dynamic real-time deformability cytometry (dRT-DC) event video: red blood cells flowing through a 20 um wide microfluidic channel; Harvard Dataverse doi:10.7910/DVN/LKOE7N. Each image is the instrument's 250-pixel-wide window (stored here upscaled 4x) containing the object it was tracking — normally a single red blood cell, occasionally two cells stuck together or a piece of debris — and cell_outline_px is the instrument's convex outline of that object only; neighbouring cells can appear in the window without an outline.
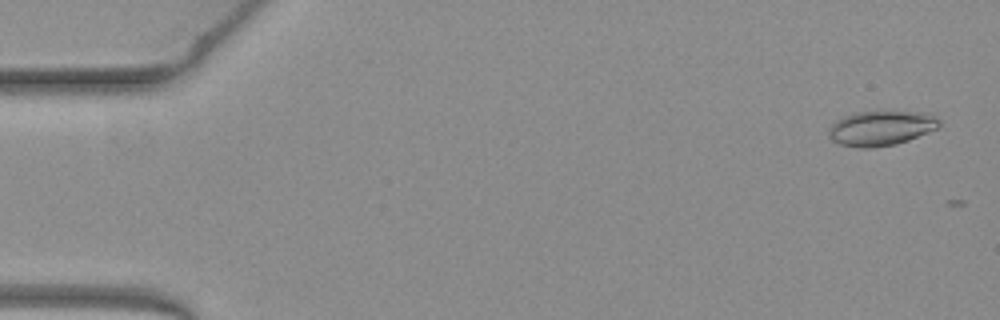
{"species": "common noctule bat (a hibernating species)", "species_latin": "Nyctalus noctula", "temperature_condition": "warm", "stored_images_in_passage": 7, "camera_frame_rate_fps": 3000, "um_per_image_px": 0.085, "animal": {"sex": "female", "body_mass_g": 19.3, "forearm_length_mm": 54.1}, "frame": {"image": 1, "passage_image": 2, "time_ms": 0.333, "image_size_px": [1000, 320], "cell_outline_px": [[940, 124], [936, 128], [928, 132], [908, 140], [896, 144], [872, 148], [856, 148], [840, 144], [832, 140], [828, 136], [828, 128], [836, 120], [844, 116], [856, 112], [916, 112], [932, 116], [940, 120]], "centroid_in_image_um": [74.81, 10.92], "position_along_channel_um": 10.2, "area_um2": 22.2}}